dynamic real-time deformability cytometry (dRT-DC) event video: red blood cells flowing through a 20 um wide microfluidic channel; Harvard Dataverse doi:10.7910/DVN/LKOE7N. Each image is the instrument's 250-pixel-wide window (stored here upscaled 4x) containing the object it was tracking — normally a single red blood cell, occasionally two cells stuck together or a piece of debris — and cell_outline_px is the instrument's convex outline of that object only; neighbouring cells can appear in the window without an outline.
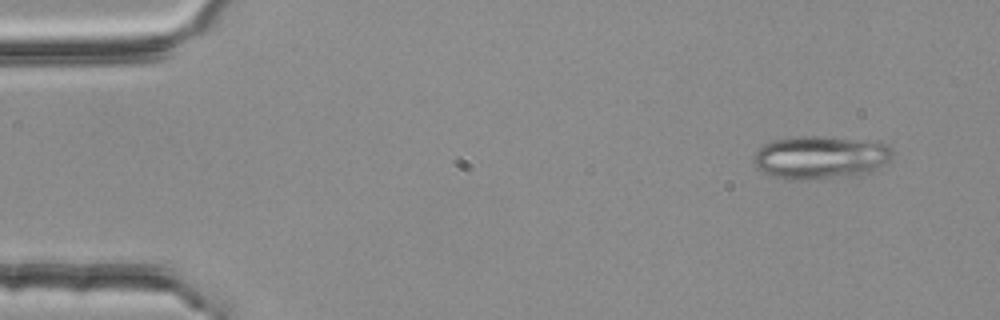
{"species": "common noctule bat (a hibernating species)", "species_latin": "Nyctalus noctula", "temperature_condition": "room temperature", "stored_images_in_passage": 3, "camera_frame_rate_fps": 3000, "um_per_image_px": 0.085, "animal": {"sex": "female", "body_mass_g": 25.1}, "frame": {"image": 1, "passage_image": 1, "time_ms": 0.0, "image_size_px": [1000, 320], "cell_outline_px": [[896, 152], [884, 164], [868, 172], [848, 176], [820, 180], [784, 180], [772, 176], [756, 168], [752, 160], [756, 152], [764, 144], [772, 140], [796, 136], [824, 136], [880, 140], [892, 148]], "centroid_in_image_um": [69.75, 13.37], "position_along_channel_um": 15.2, "area_um2": 35.78}}